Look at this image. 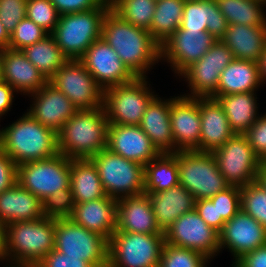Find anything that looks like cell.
Returning a JSON list of instances; mask_svg holds the SVG:
<instances>
[{
	"label": "cell",
	"instance_id": "obj_1",
	"mask_svg": "<svg viewBox=\"0 0 266 267\" xmlns=\"http://www.w3.org/2000/svg\"><path fill=\"white\" fill-rule=\"evenodd\" d=\"M101 37L136 77H147L146 73L161 61V46L151 33L124 21L111 9L104 16Z\"/></svg>",
	"mask_w": 266,
	"mask_h": 267
},
{
	"label": "cell",
	"instance_id": "obj_2",
	"mask_svg": "<svg viewBox=\"0 0 266 267\" xmlns=\"http://www.w3.org/2000/svg\"><path fill=\"white\" fill-rule=\"evenodd\" d=\"M0 149L18 166L57 155L58 137L56 132L26 112L11 125L0 129Z\"/></svg>",
	"mask_w": 266,
	"mask_h": 267
},
{
	"label": "cell",
	"instance_id": "obj_3",
	"mask_svg": "<svg viewBox=\"0 0 266 267\" xmlns=\"http://www.w3.org/2000/svg\"><path fill=\"white\" fill-rule=\"evenodd\" d=\"M109 122L103 106L78 110L57 133L60 154L90 159L107 148Z\"/></svg>",
	"mask_w": 266,
	"mask_h": 267
},
{
	"label": "cell",
	"instance_id": "obj_4",
	"mask_svg": "<svg viewBox=\"0 0 266 267\" xmlns=\"http://www.w3.org/2000/svg\"><path fill=\"white\" fill-rule=\"evenodd\" d=\"M9 263L34 267L55 248V219L14 222L5 226Z\"/></svg>",
	"mask_w": 266,
	"mask_h": 267
},
{
	"label": "cell",
	"instance_id": "obj_5",
	"mask_svg": "<svg viewBox=\"0 0 266 267\" xmlns=\"http://www.w3.org/2000/svg\"><path fill=\"white\" fill-rule=\"evenodd\" d=\"M108 10L91 9L59 16L51 35L69 60H79L101 38L102 22Z\"/></svg>",
	"mask_w": 266,
	"mask_h": 267
},
{
	"label": "cell",
	"instance_id": "obj_6",
	"mask_svg": "<svg viewBox=\"0 0 266 267\" xmlns=\"http://www.w3.org/2000/svg\"><path fill=\"white\" fill-rule=\"evenodd\" d=\"M179 185L196 199H210L230 185L218 169L212 153L177 151Z\"/></svg>",
	"mask_w": 266,
	"mask_h": 267
},
{
	"label": "cell",
	"instance_id": "obj_7",
	"mask_svg": "<svg viewBox=\"0 0 266 267\" xmlns=\"http://www.w3.org/2000/svg\"><path fill=\"white\" fill-rule=\"evenodd\" d=\"M90 160L98 170L103 189L119 200L144 193V166L105 148Z\"/></svg>",
	"mask_w": 266,
	"mask_h": 267
},
{
	"label": "cell",
	"instance_id": "obj_8",
	"mask_svg": "<svg viewBox=\"0 0 266 267\" xmlns=\"http://www.w3.org/2000/svg\"><path fill=\"white\" fill-rule=\"evenodd\" d=\"M147 79L136 77L131 82L104 90L103 108L109 124H140L146 107L156 96Z\"/></svg>",
	"mask_w": 266,
	"mask_h": 267
},
{
	"label": "cell",
	"instance_id": "obj_9",
	"mask_svg": "<svg viewBox=\"0 0 266 267\" xmlns=\"http://www.w3.org/2000/svg\"><path fill=\"white\" fill-rule=\"evenodd\" d=\"M164 234L114 232L109 240V267H159Z\"/></svg>",
	"mask_w": 266,
	"mask_h": 267
},
{
	"label": "cell",
	"instance_id": "obj_10",
	"mask_svg": "<svg viewBox=\"0 0 266 267\" xmlns=\"http://www.w3.org/2000/svg\"><path fill=\"white\" fill-rule=\"evenodd\" d=\"M109 241L70 218L55 219V248L67 257L82 258L93 267L108 266Z\"/></svg>",
	"mask_w": 266,
	"mask_h": 267
},
{
	"label": "cell",
	"instance_id": "obj_11",
	"mask_svg": "<svg viewBox=\"0 0 266 267\" xmlns=\"http://www.w3.org/2000/svg\"><path fill=\"white\" fill-rule=\"evenodd\" d=\"M71 159L57 155L17 166V183L42 202L55 191L70 188Z\"/></svg>",
	"mask_w": 266,
	"mask_h": 267
},
{
	"label": "cell",
	"instance_id": "obj_12",
	"mask_svg": "<svg viewBox=\"0 0 266 267\" xmlns=\"http://www.w3.org/2000/svg\"><path fill=\"white\" fill-rule=\"evenodd\" d=\"M212 154L230 186L242 188L258 179L262 161L255 155L245 135L235 134Z\"/></svg>",
	"mask_w": 266,
	"mask_h": 267
},
{
	"label": "cell",
	"instance_id": "obj_13",
	"mask_svg": "<svg viewBox=\"0 0 266 267\" xmlns=\"http://www.w3.org/2000/svg\"><path fill=\"white\" fill-rule=\"evenodd\" d=\"M49 83L68 97L78 110L103 106L104 89L80 60H68Z\"/></svg>",
	"mask_w": 266,
	"mask_h": 267
},
{
	"label": "cell",
	"instance_id": "obj_14",
	"mask_svg": "<svg viewBox=\"0 0 266 267\" xmlns=\"http://www.w3.org/2000/svg\"><path fill=\"white\" fill-rule=\"evenodd\" d=\"M234 59L231 50L217 40L200 60L186 68L180 75L186 78L190 93L187 97L217 96V86L223 69Z\"/></svg>",
	"mask_w": 266,
	"mask_h": 267
},
{
	"label": "cell",
	"instance_id": "obj_15",
	"mask_svg": "<svg viewBox=\"0 0 266 267\" xmlns=\"http://www.w3.org/2000/svg\"><path fill=\"white\" fill-rule=\"evenodd\" d=\"M165 243L195 250L210 261L219 254V233L191 210L177 218L164 231Z\"/></svg>",
	"mask_w": 266,
	"mask_h": 267
},
{
	"label": "cell",
	"instance_id": "obj_16",
	"mask_svg": "<svg viewBox=\"0 0 266 267\" xmlns=\"http://www.w3.org/2000/svg\"><path fill=\"white\" fill-rule=\"evenodd\" d=\"M216 41L207 30L177 29L161 45V60L169 63L175 75L179 76L200 60Z\"/></svg>",
	"mask_w": 266,
	"mask_h": 267
},
{
	"label": "cell",
	"instance_id": "obj_17",
	"mask_svg": "<svg viewBox=\"0 0 266 267\" xmlns=\"http://www.w3.org/2000/svg\"><path fill=\"white\" fill-rule=\"evenodd\" d=\"M79 60L104 90L136 78L102 37L93 42Z\"/></svg>",
	"mask_w": 266,
	"mask_h": 267
},
{
	"label": "cell",
	"instance_id": "obj_18",
	"mask_svg": "<svg viewBox=\"0 0 266 267\" xmlns=\"http://www.w3.org/2000/svg\"><path fill=\"white\" fill-rule=\"evenodd\" d=\"M266 244V228L243 210L224 223L219 233V253L228 249L233 264L243 255Z\"/></svg>",
	"mask_w": 266,
	"mask_h": 267
},
{
	"label": "cell",
	"instance_id": "obj_19",
	"mask_svg": "<svg viewBox=\"0 0 266 267\" xmlns=\"http://www.w3.org/2000/svg\"><path fill=\"white\" fill-rule=\"evenodd\" d=\"M172 135L177 151H198L201 133L199 97L183 94L172 97L170 108Z\"/></svg>",
	"mask_w": 266,
	"mask_h": 267
},
{
	"label": "cell",
	"instance_id": "obj_20",
	"mask_svg": "<svg viewBox=\"0 0 266 267\" xmlns=\"http://www.w3.org/2000/svg\"><path fill=\"white\" fill-rule=\"evenodd\" d=\"M107 149L143 166L160 154L139 125L109 124Z\"/></svg>",
	"mask_w": 266,
	"mask_h": 267
},
{
	"label": "cell",
	"instance_id": "obj_21",
	"mask_svg": "<svg viewBox=\"0 0 266 267\" xmlns=\"http://www.w3.org/2000/svg\"><path fill=\"white\" fill-rule=\"evenodd\" d=\"M30 95L34 101L27 112L56 133L78 111L71 100L49 82Z\"/></svg>",
	"mask_w": 266,
	"mask_h": 267
},
{
	"label": "cell",
	"instance_id": "obj_22",
	"mask_svg": "<svg viewBox=\"0 0 266 267\" xmlns=\"http://www.w3.org/2000/svg\"><path fill=\"white\" fill-rule=\"evenodd\" d=\"M115 232L164 234L156 223L153 208L146 193L117 200Z\"/></svg>",
	"mask_w": 266,
	"mask_h": 267
},
{
	"label": "cell",
	"instance_id": "obj_23",
	"mask_svg": "<svg viewBox=\"0 0 266 267\" xmlns=\"http://www.w3.org/2000/svg\"><path fill=\"white\" fill-rule=\"evenodd\" d=\"M69 218L109 241L117 226V200L106 195L89 202L76 203Z\"/></svg>",
	"mask_w": 266,
	"mask_h": 267
},
{
	"label": "cell",
	"instance_id": "obj_24",
	"mask_svg": "<svg viewBox=\"0 0 266 267\" xmlns=\"http://www.w3.org/2000/svg\"><path fill=\"white\" fill-rule=\"evenodd\" d=\"M201 133L199 152L212 153L223 146L235 134L228 118L215 98L199 97Z\"/></svg>",
	"mask_w": 266,
	"mask_h": 267
},
{
	"label": "cell",
	"instance_id": "obj_25",
	"mask_svg": "<svg viewBox=\"0 0 266 267\" xmlns=\"http://www.w3.org/2000/svg\"><path fill=\"white\" fill-rule=\"evenodd\" d=\"M2 80L29 97L49 82L22 51L9 48L3 49Z\"/></svg>",
	"mask_w": 266,
	"mask_h": 267
},
{
	"label": "cell",
	"instance_id": "obj_26",
	"mask_svg": "<svg viewBox=\"0 0 266 267\" xmlns=\"http://www.w3.org/2000/svg\"><path fill=\"white\" fill-rule=\"evenodd\" d=\"M171 103L172 97L163 99L156 95L146 107L139 124L160 153H175L170 122Z\"/></svg>",
	"mask_w": 266,
	"mask_h": 267
},
{
	"label": "cell",
	"instance_id": "obj_27",
	"mask_svg": "<svg viewBox=\"0 0 266 267\" xmlns=\"http://www.w3.org/2000/svg\"><path fill=\"white\" fill-rule=\"evenodd\" d=\"M43 202L18 183L0 194V223L37 220L43 218Z\"/></svg>",
	"mask_w": 266,
	"mask_h": 267
},
{
	"label": "cell",
	"instance_id": "obj_28",
	"mask_svg": "<svg viewBox=\"0 0 266 267\" xmlns=\"http://www.w3.org/2000/svg\"><path fill=\"white\" fill-rule=\"evenodd\" d=\"M228 27L229 23L215 0H185L178 29L207 30L216 40H220Z\"/></svg>",
	"mask_w": 266,
	"mask_h": 267
},
{
	"label": "cell",
	"instance_id": "obj_29",
	"mask_svg": "<svg viewBox=\"0 0 266 267\" xmlns=\"http://www.w3.org/2000/svg\"><path fill=\"white\" fill-rule=\"evenodd\" d=\"M154 217L160 230L164 232L184 213L195 209L196 199L182 185H177L159 193H147Z\"/></svg>",
	"mask_w": 266,
	"mask_h": 267
},
{
	"label": "cell",
	"instance_id": "obj_30",
	"mask_svg": "<svg viewBox=\"0 0 266 267\" xmlns=\"http://www.w3.org/2000/svg\"><path fill=\"white\" fill-rule=\"evenodd\" d=\"M220 40L231 50L234 59L258 62L266 49V26L229 24Z\"/></svg>",
	"mask_w": 266,
	"mask_h": 267
},
{
	"label": "cell",
	"instance_id": "obj_31",
	"mask_svg": "<svg viewBox=\"0 0 266 267\" xmlns=\"http://www.w3.org/2000/svg\"><path fill=\"white\" fill-rule=\"evenodd\" d=\"M224 110L234 134L244 135L260 116L256 92L214 96Z\"/></svg>",
	"mask_w": 266,
	"mask_h": 267
},
{
	"label": "cell",
	"instance_id": "obj_32",
	"mask_svg": "<svg viewBox=\"0 0 266 267\" xmlns=\"http://www.w3.org/2000/svg\"><path fill=\"white\" fill-rule=\"evenodd\" d=\"M261 86L257 62L233 59L220 74L217 95L256 92Z\"/></svg>",
	"mask_w": 266,
	"mask_h": 267
},
{
	"label": "cell",
	"instance_id": "obj_33",
	"mask_svg": "<svg viewBox=\"0 0 266 267\" xmlns=\"http://www.w3.org/2000/svg\"><path fill=\"white\" fill-rule=\"evenodd\" d=\"M70 188L75 204L106 196L98 170L90 159H71Z\"/></svg>",
	"mask_w": 266,
	"mask_h": 267
},
{
	"label": "cell",
	"instance_id": "obj_34",
	"mask_svg": "<svg viewBox=\"0 0 266 267\" xmlns=\"http://www.w3.org/2000/svg\"><path fill=\"white\" fill-rule=\"evenodd\" d=\"M179 185L177 153H160L144 166V193H159Z\"/></svg>",
	"mask_w": 266,
	"mask_h": 267
},
{
	"label": "cell",
	"instance_id": "obj_35",
	"mask_svg": "<svg viewBox=\"0 0 266 267\" xmlns=\"http://www.w3.org/2000/svg\"><path fill=\"white\" fill-rule=\"evenodd\" d=\"M22 52L48 81L69 60L51 34L26 47Z\"/></svg>",
	"mask_w": 266,
	"mask_h": 267
},
{
	"label": "cell",
	"instance_id": "obj_36",
	"mask_svg": "<svg viewBox=\"0 0 266 267\" xmlns=\"http://www.w3.org/2000/svg\"><path fill=\"white\" fill-rule=\"evenodd\" d=\"M185 0H158L148 30L161 46L180 27Z\"/></svg>",
	"mask_w": 266,
	"mask_h": 267
},
{
	"label": "cell",
	"instance_id": "obj_37",
	"mask_svg": "<svg viewBox=\"0 0 266 267\" xmlns=\"http://www.w3.org/2000/svg\"><path fill=\"white\" fill-rule=\"evenodd\" d=\"M215 1L229 24L266 26V4L262 0Z\"/></svg>",
	"mask_w": 266,
	"mask_h": 267
},
{
	"label": "cell",
	"instance_id": "obj_38",
	"mask_svg": "<svg viewBox=\"0 0 266 267\" xmlns=\"http://www.w3.org/2000/svg\"><path fill=\"white\" fill-rule=\"evenodd\" d=\"M154 0H114L110 9L124 21L149 30L155 12Z\"/></svg>",
	"mask_w": 266,
	"mask_h": 267
},
{
	"label": "cell",
	"instance_id": "obj_39",
	"mask_svg": "<svg viewBox=\"0 0 266 267\" xmlns=\"http://www.w3.org/2000/svg\"><path fill=\"white\" fill-rule=\"evenodd\" d=\"M240 209L266 228V189L258 180L240 188Z\"/></svg>",
	"mask_w": 266,
	"mask_h": 267
},
{
	"label": "cell",
	"instance_id": "obj_40",
	"mask_svg": "<svg viewBox=\"0 0 266 267\" xmlns=\"http://www.w3.org/2000/svg\"><path fill=\"white\" fill-rule=\"evenodd\" d=\"M209 261L195 250L164 243L159 267H207Z\"/></svg>",
	"mask_w": 266,
	"mask_h": 267
},
{
	"label": "cell",
	"instance_id": "obj_41",
	"mask_svg": "<svg viewBox=\"0 0 266 267\" xmlns=\"http://www.w3.org/2000/svg\"><path fill=\"white\" fill-rule=\"evenodd\" d=\"M49 33L38 26L35 22L25 17L15 27L10 34L8 48L22 51L28 46L44 39Z\"/></svg>",
	"mask_w": 266,
	"mask_h": 267
},
{
	"label": "cell",
	"instance_id": "obj_42",
	"mask_svg": "<svg viewBox=\"0 0 266 267\" xmlns=\"http://www.w3.org/2000/svg\"><path fill=\"white\" fill-rule=\"evenodd\" d=\"M59 14L50 0H27L26 17L51 34Z\"/></svg>",
	"mask_w": 266,
	"mask_h": 267
},
{
	"label": "cell",
	"instance_id": "obj_43",
	"mask_svg": "<svg viewBox=\"0 0 266 267\" xmlns=\"http://www.w3.org/2000/svg\"><path fill=\"white\" fill-rule=\"evenodd\" d=\"M75 206L71 188L55 191L43 201V215L48 218H69Z\"/></svg>",
	"mask_w": 266,
	"mask_h": 267
},
{
	"label": "cell",
	"instance_id": "obj_44",
	"mask_svg": "<svg viewBox=\"0 0 266 267\" xmlns=\"http://www.w3.org/2000/svg\"><path fill=\"white\" fill-rule=\"evenodd\" d=\"M218 210V218L229 221L240 210V187L230 186L209 199Z\"/></svg>",
	"mask_w": 266,
	"mask_h": 267
},
{
	"label": "cell",
	"instance_id": "obj_45",
	"mask_svg": "<svg viewBox=\"0 0 266 267\" xmlns=\"http://www.w3.org/2000/svg\"><path fill=\"white\" fill-rule=\"evenodd\" d=\"M27 0H0V20L10 35L26 17Z\"/></svg>",
	"mask_w": 266,
	"mask_h": 267
},
{
	"label": "cell",
	"instance_id": "obj_46",
	"mask_svg": "<svg viewBox=\"0 0 266 267\" xmlns=\"http://www.w3.org/2000/svg\"><path fill=\"white\" fill-rule=\"evenodd\" d=\"M253 148L255 155L262 161H266V113L260 115L255 123L244 134Z\"/></svg>",
	"mask_w": 266,
	"mask_h": 267
},
{
	"label": "cell",
	"instance_id": "obj_47",
	"mask_svg": "<svg viewBox=\"0 0 266 267\" xmlns=\"http://www.w3.org/2000/svg\"><path fill=\"white\" fill-rule=\"evenodd\" d=\"M59 15L84 12L91 9H110L103 0H50Z\"/></svg>",
	"mask_w": 266,
	"mask_h": 267
},
{
	"label": "cell",
	"instance_id": "obj_48",
	"mask_svg": "<svg viewBox=\"0 0 266 267\" xmlns=\"http://www.w3.org/2000/svg\"><path fill=\"white\" fill-rule=\"evenodd\" d=\"M34 267H93L82 258L67 257L65 254L53 249Z\"/></svg>",
	"mask_w": 266,
	"mask_h": 267
},
{
	"label": "cell",
	"instance_id": "obj_49",
	"mask_svg": "<svg viewBox=\"0 0 266 267\" xmlns=\"http://www.w3.org/2000/svg\"><path fill=\"white\" fill-rule=\"evenodd\" d=\"M195 210L207 225L216 230L218 233L221 232L225 221L223 218H218L216 205H213L209 199L196 201Z\"/></svg>",
	"mask_w": 266,
	"mask_h": 267
},
{
	"label": "cell",
	"instance_id": "obj_50",
	"mask_svg": "<svg viewBox=\"0 0 266 267\" xmlns=\"http://www.w3.org/2000/svg\"><path fill=\"white\" fill-rule=\"evenodd\" d=\"M17 183V164L0 149V194Z\"/></svg>",
	"mask_w": 266,
	"mask_h": 267
},
{
	"label": "cell",
	"instance_id": "obj_51",
	"mask_svg": "<svg viewBox=\"0 0 266 267\" xmlns=\"http://www.w3.org/2000/svg\"><path fill=\"white\" fill-rule=\"evenodd\" d=\"M232 267H266V244L240 257Z\"/></svg>",
	"mask_w": 266,
	"mask_h": 267
},
{
	"label": "cell",
	"instance_id": "obj_52",
	"mask_svg": "<svg viewBox=\"0 0 266 267\" xmlns=\"http://www.w3.org/2000/svg\"><path fill=\"white\" fill-rule=\"evenodd\" d=\"M14 93H16V91L12 86L4 80H0V118L12 109Z\"/></svg>",
	"mask_w": 266,
	"mask_h": 267
},
{
	"label": "cell",
	"instance_id": "obj_53",
	"mask_svg": "<svg viewBox=\"0 0 266 267\" xmlns=\"http://www.w3.org/2000/svg\"><path fill=\"white\" fill-rule=\"evenodd\" d=\"M9 258L7 256V251H6V229L5 225L0 223V261L3 263L9 262Z\"/></svg>",
	"mask_w": 266,
	"mask_h": 267
},
{
	"label": "cell",
	"instance_id": "obj_54",
	"mask_svg": "<svg viewBox=\"0 0 266 267\" xmlns=\"http://www.w3.org/2000/svg\"><path fill=\"white\" fill-rule=\"evenodd\" d=\"M258 70H259V76L261 83L265 84L266 82V49L264 50V53L262 54L261 58L258 60Z\"/></svg>",
	"mask_w": 266,
	"mask_h": 267
},
{
	"label": "cell",
	"instance_id": "obj_55",
	"mask_svg": "<svg viewBox=\"0 0 266 267\" xmlns=\"http://www.w3.org/2000/svg\"><path fill=\"white\" fill-rule=\"evenodd\" d=\"M9 41H10V35L5 30V27L0 20V47L3 49L8 48Z\"/></svg>",
	"mask_w": 266,
	"mask_h": 267
},
{
	"label": "cell",
	"instance_id": "obj_56",
	"mask_svg": "<svg viewBox=\"0 0 266 267\" xmlns=\"http://www.w3.org/2000/svg\"><path fill=\"white\" fill-rule=\"evenodd\" d=\"M266 189V161L262 162L257 179Z\"/></svg>",
	"mask_w": 266,
	"mask_h": 267
},
{
	"label": "cell",
	"instance_id": "obj_57",
	"mask_svg": "<svg viewBox=\"0 0 266 267\" xmlns=\"http://www.w3.org/2000/svg\"><path fill=\"white\" fill-rule=\"evenodd\" d=\"M3 48L0 47V80H2Z\"/></svg>",
	"mask_w": 266,
	"mask_h": 267
},
{
	"label": "cell",
	"instance_id": "obj_58",
	"mask_svg": "<svg viewBox=\"0 0 266 267\" xmlns=\"http://www.w3.org/2000/svg\"><path fill=\"white\" fill-rule=\"evenodd\" d=\"M6 267H32L30 265H25V264H13L12 263Z\"/></svg>",
	"mask_w": 266,
	"mask_h": 267
},
{
	"label": "cell",
	"instance_id": "obj_59",
	"mask_svg": "<svg viewBox=\"0 0 266 267\" xmlns=\"http://www.w3.org/2000/svg\"><path fill=\"white\" fill-rule=\"evenodd\" d=\"M104 2H106V3H112L114 0H103Z\"/></svg>",
	"mask_w": 266,
	"mask_h": 267
}]
</instances>
